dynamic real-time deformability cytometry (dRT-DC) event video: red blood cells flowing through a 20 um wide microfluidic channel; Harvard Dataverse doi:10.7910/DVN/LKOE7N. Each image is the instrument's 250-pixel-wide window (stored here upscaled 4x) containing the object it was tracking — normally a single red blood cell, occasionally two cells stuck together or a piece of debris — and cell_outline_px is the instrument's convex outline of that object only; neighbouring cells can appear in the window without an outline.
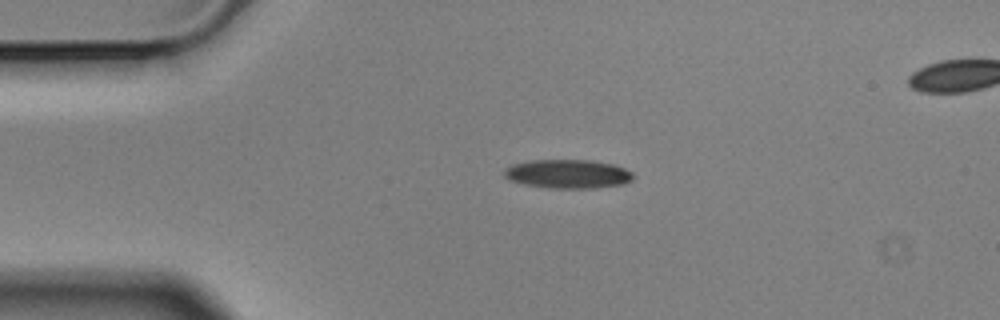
{"species": "Egyptian fruit bat (a non-hibernating species)", "species_latin": "Rousettus aegyptiacus", "temperature_condition": "cold", "stored_images_in_passage": 5, "segment_of_instrument_passage": [1, 2], "camera_frame_rate_fps": 3000, "um_per_image_px": 0.085, "animal": {"sex": "male"}, "frame": {"image": 1, "passage_image": 3, "time_ms": 0.667, "image_size_px": [1000, 320], "cell_outline_px": [[632, 180], [624, 184], [596, 188], [548, 188], [524, 184], [508, 180], [504, 176], [504, 172], [512, 164], [532, 160], [592, 160], [612, 164], [624, 168], [632, 172]], "centroid_in_image_um": [48.27, 14.79], "position_along_channel_um": 36.7, "area_um2": 21.68}}